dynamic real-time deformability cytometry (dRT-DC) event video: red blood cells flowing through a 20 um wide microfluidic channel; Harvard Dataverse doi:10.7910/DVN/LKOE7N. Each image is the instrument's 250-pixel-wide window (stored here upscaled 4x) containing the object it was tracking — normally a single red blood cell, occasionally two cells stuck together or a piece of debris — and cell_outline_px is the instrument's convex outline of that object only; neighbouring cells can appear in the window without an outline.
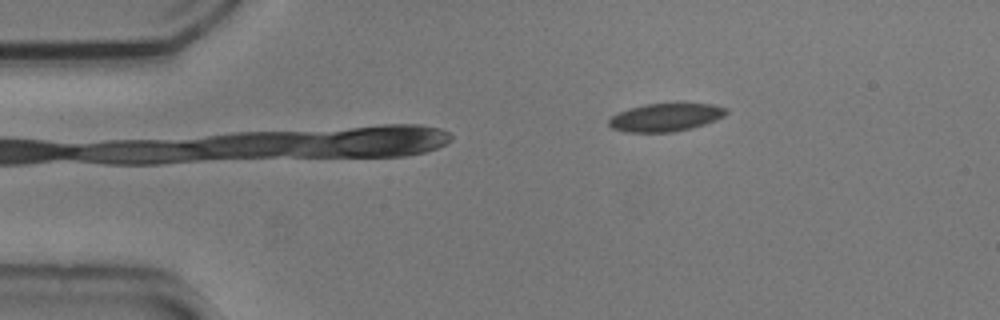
{"species": "common noctule bat (a hibernating species)", "species_latin": "Nyctalus noctula", "temperature_condition": "cold", "stored_images_in_passage": 2, "camera_frame_rate_fps": 3000, "um_per_image_px": 0.085, "animal": {"sex": "male", "body_mass_g": 20.5, "forearm_length_mm": 52.5}, "frame": {"image": 1, "passage_image": 2, "time_ms": 0.333, "image_size_px": [1000, 320], "cell_outline_px": [[728, 112], [724, 116], [716, 120], [692, 128], [672, 132], [624, 132], [612, 128], [608, 124], [608, 120], [612, 116], [620, 112], [644, 104], [712, 104], [728, 108]], "centroid_in_image_um": [56.59, 9.98], "position_along_channel_um": 28.4, "area_um2": 19.02}}